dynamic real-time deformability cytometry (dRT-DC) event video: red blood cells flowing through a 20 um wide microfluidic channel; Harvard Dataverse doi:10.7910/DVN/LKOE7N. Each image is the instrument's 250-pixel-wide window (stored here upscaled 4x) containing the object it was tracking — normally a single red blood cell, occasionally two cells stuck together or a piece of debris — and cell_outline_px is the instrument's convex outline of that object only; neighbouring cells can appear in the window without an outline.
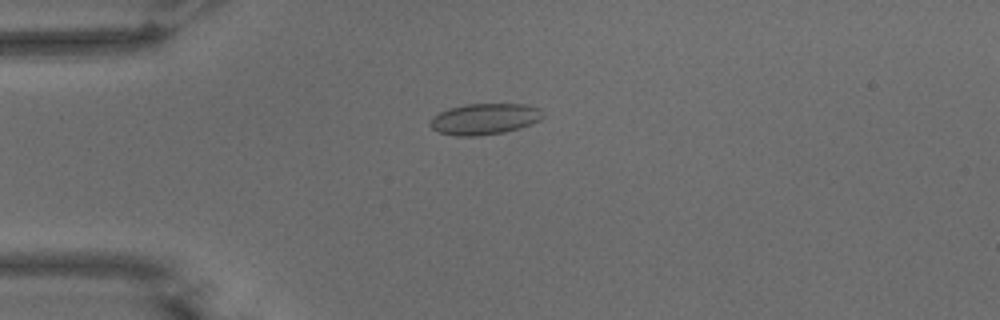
{"species": "common noctule bat (a hibernating species)", "species_latin": "Nyctalus noctula", "temperature_condition": "warm", "stored_images_in_passage": 54, "camera_frame_rate_fps": 3000, "um_per_image_px": 0.085, "animal": {"sex": "male", "body_mass_g": 15.6}, "frame": {"image": 1, "passage_image": 14, "time_ms": 4.333, "image_size_px": [1000, 320], "cell_outline_px": [[544, 116], [540, 120], [532, 124], [520, 128], [504, 132], [476, 136], [456, 136], [440, 132], [432, 128], [428, 124], [432, 116], [448, 108], [464, 104], [524, 104], [540, 108]], "centroid_in_image_um": [41.18, 10.11], "position_along_channel_um": 43.8, "area_um2": 20.58}}
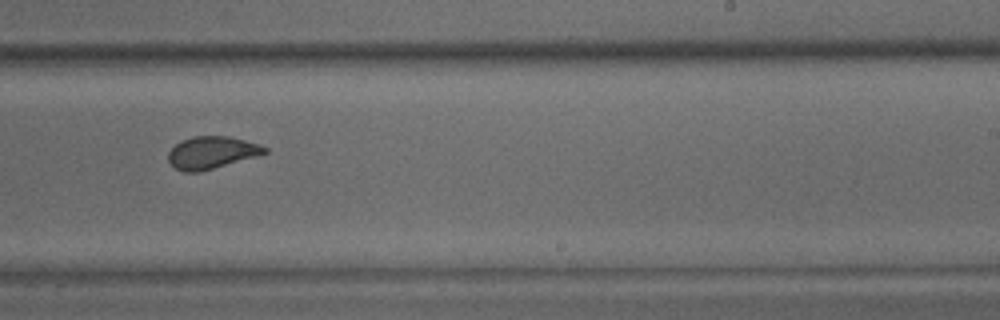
{"frame": {"image": 2, "passage_image": 34, "time_ms": 11.0, "image_size_px": [1000, 320], "cell_outline_px": [[268, 152], [256, 156], [200, 172], [184, 172], [176, 168], [168, 160], [168, 152], [176, 144], [192, 136], [228, 136], [260, 144], [268, 148]], "centroid_in_image_um": [18.0, 12.97], "position_along_channel_um": 271.0, "area_um2": 17.98}}
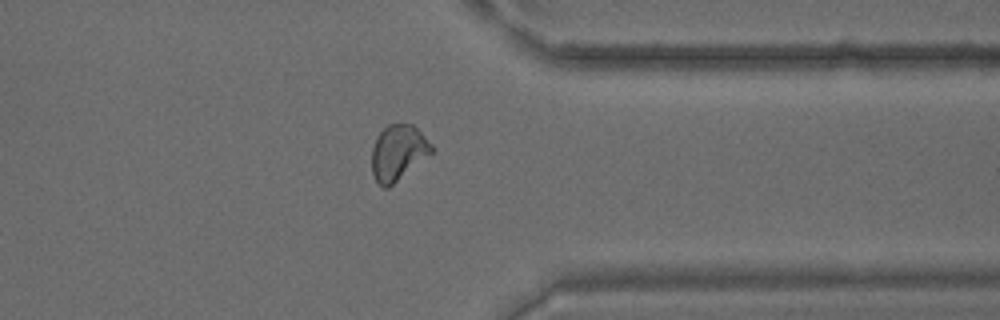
{"frame": {"image": 3, "passage_image": 43, "time_ms": 14.0, "image_size_px": [1000, 320], "cell_outline_px": [[432, 152], [388, 188], [384, 188], [376, 180], [372, 172], [372, 148], [376, 136], [388, 124], [412, 124], [432, 144]], "centroid_in_image_um": [33.81, 12.96], "position_along_channel_um": 377.6, "area_um2": 18.96}}